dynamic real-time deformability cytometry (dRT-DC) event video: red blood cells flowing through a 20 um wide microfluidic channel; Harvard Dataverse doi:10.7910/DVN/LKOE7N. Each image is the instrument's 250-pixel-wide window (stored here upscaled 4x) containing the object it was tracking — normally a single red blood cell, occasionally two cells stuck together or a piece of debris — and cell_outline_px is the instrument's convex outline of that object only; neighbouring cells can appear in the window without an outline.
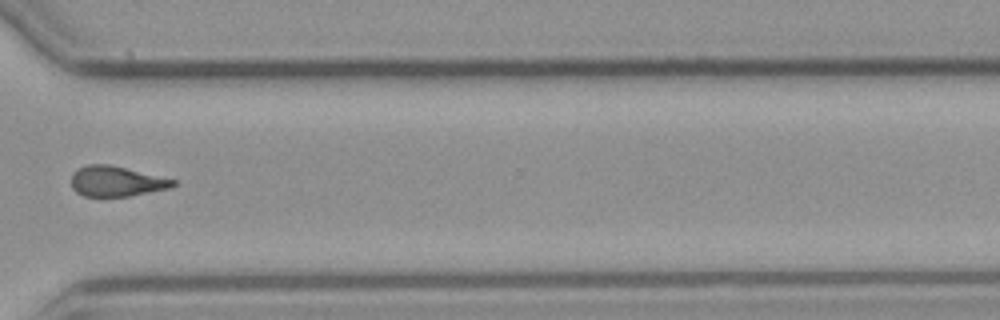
{"species": "common noctule bat (a hibernating species)", "species_latin": "Nyctalus noctula", "temperature_condition": "cold", "stored_images_in_passage": 13, "camera_frame_rate_fps": 3000, "um_per_image_px": 0.085, "animal": {"sex": "male", "body_mass_g": 23.1, "forearm_length_mm": 52.7}, "frame": {"image": 1, "passage_image": 10, "time_ms": 11.0, "image_size_px": [1000, 320], "cell_outline_px": [[176, 184], [168, 188], [132, 196], [84, 196], [76, 192], [72, 188], [72, 172], [88, 164], [108, 164], [176, 180]], "centroid_in_image_um": [9.86, 15.41], "position_along_channel_um": 360.7, "area_um2": 17.74}}
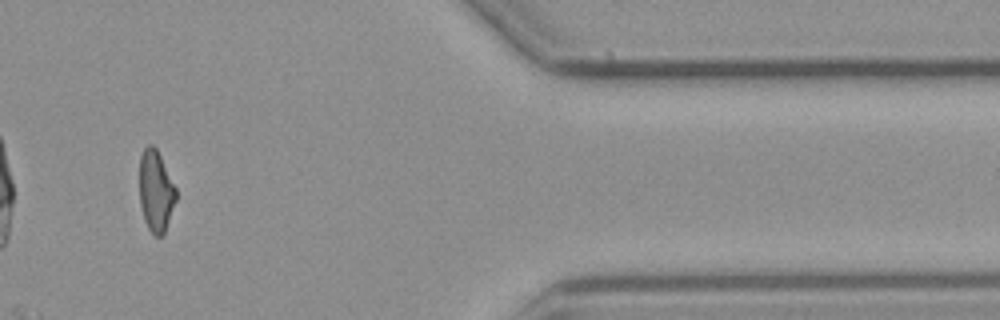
{"frame": {"image": 2, "passage_image": 11, "time_ms": 13.0, "image_size_px": [1000, 320], "cell_outline_px": [[176, 200], [164, 232], [160, 236], [156, 236], [148, 228], [144, 220], [140, 204], [140, 156], [144, 148], [148, 144], [152, 144], [156, 148], [176, 188]], "centroid_in_image_um": [13.23, 16.22], "position_along_channel_um": 398.2, "area_um2": 17.05}}